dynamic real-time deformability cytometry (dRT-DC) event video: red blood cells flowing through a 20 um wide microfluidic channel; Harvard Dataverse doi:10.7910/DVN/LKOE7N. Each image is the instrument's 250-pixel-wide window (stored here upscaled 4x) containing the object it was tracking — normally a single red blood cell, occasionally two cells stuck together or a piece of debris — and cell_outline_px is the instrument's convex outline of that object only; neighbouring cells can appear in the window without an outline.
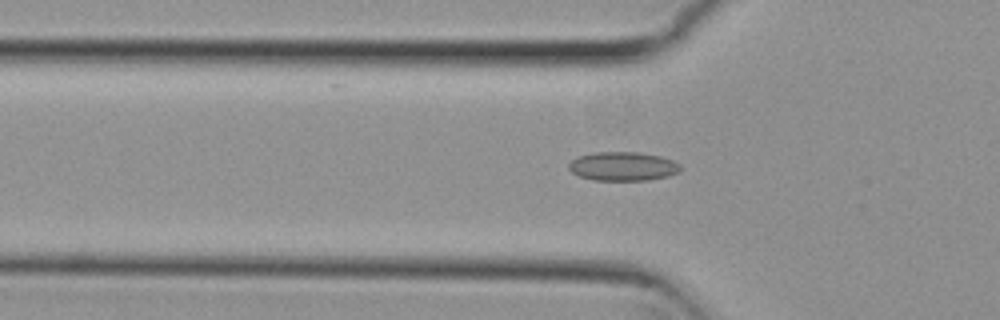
{"species": "common noctule bat (a hibernating species)", "species_latin": "Nyctalus noctula", "temperature_condition": "cold", "stored_images_in_passage": 31, "camera_frame_rate_fps": 3000, "um_per_image_px": 0.085, "animal": {"sex": "female", "body_mass_g": 29.2, "forearm_length_mm": 56.3}, "frame": {"image": 1, "passage_image": 6, "time_ms": 1.667, "image_size_px": [1000, 320], "cell_outline_px": [[680, 172], [668, 176], [648, 180], [592, 180], [580, 176], [572, 172], [568, 168], [568, 164], [572, 160], [580, 156], [592, 152], [640, 152], [660, 156], [672, 160], [680, 164]], "centroid_in_image_um": [52.95, 14.13], "position_along_channel_um": 72.8, "area_um2": 18.84}}
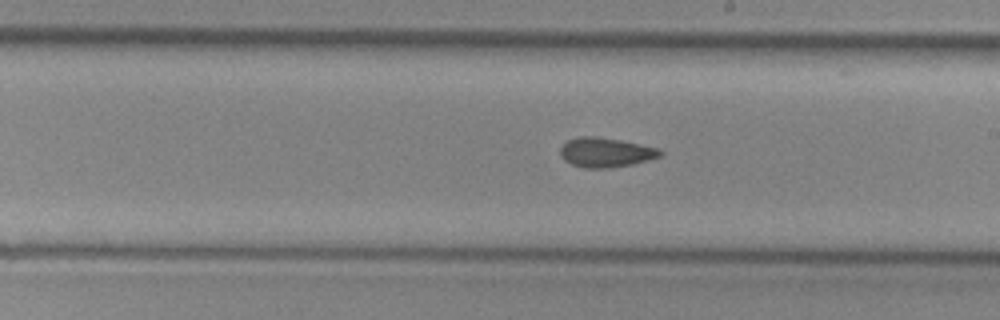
{"frame": {"image": 2, "passage_image": 19, "time_ms": 6.0, "image_size_px": [1000, 320], "cell_outline_px": [[664, 152], [660, 156], [648, 160], [632, 164], [608, 168], [584, 168], [572, 164], [564, 160], [560, 156], [560, 148], [568, 140], [580, 136], [596, 136], [620, 140], [660, 148]], "centroid_in_image_um": [51.49, 12.95], "position_along_channel_um": 237.5, "area_um2": 17.22}}
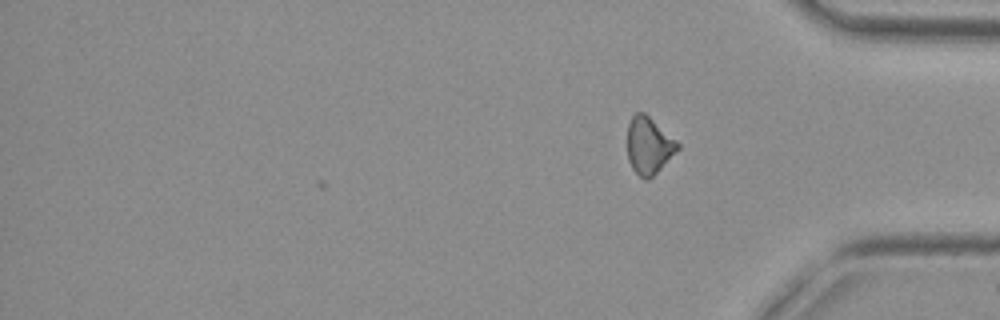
{"frame": {"image": 3, "passage_image": 31, "time_ms": 10.0, "image_size_px": [1000, 320], "cell_outline_px": [[680, 148], [648, 180], [644, 180], [632, 168], [628, 160], [628, 124], [632, 116], [636, 112], [644, 112], [676, 140], [680, 144]], "centroid_in_image_um": [55.14, 12.36], "position_along_channel_um": 380.1, "area_um2": 16.47}, "authors_computed_cell_mechanics": {"area_um2": 17.1666, "velocity_mm_per_s": 3.7862, "shape_relaxation_time_tau1_ms": null, "shape_relaxation_time_tau2_ms": 4.1589, "deformation_change_tau1": null, "deformation_change_tau2": 0.101}}